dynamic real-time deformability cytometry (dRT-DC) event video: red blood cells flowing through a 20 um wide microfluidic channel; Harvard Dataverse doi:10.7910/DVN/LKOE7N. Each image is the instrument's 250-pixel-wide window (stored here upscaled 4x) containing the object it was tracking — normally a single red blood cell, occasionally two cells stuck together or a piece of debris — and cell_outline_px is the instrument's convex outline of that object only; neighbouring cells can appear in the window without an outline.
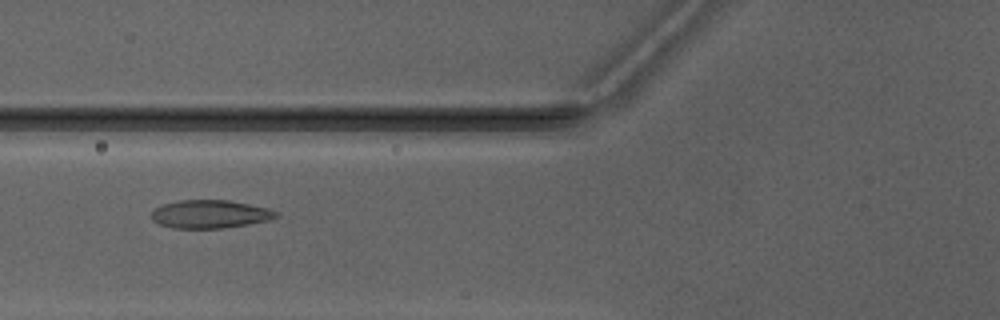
{"species": "Egyptian fruit bat (a non-hibernating species)", "species_latin": "Rousettus aegyptiacus", "temperature_condition": "warm", "stored_images_in_passage": 2, "camera_frame_rate_fps": 3000, "um_per_image_px": 0.085, "animal": {"sex": "male"}, "frame": {"image": 1, "passage_image": 2, "time_ms": 1.333, "image_size_px": [1000, 320], "cell_outline_px": [[280, 216], [268, 220], [248, 224], [224, 228], [172, 228], [160, 224], [152, 220], [152, 212], [156, 208], [164, 204], [180, 200], [228, 200], [268, 208], [280, 212]], "centroid_in_image_um": [17.89, 18.2], "position_along_channel_um": 107.9, "area_um2": 20.4}}